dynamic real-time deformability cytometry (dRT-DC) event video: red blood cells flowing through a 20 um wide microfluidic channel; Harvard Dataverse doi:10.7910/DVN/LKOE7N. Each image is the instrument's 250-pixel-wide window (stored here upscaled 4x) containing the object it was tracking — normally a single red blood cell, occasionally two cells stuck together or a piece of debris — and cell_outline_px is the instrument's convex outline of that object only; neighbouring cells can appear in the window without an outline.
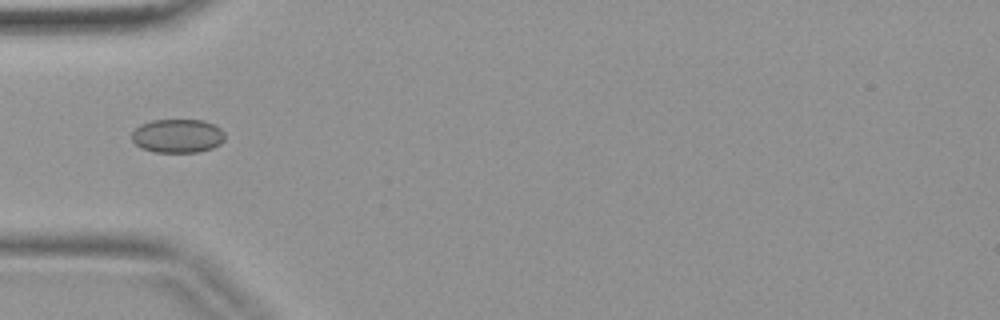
{"species": "common noctule bat (a hibernating species)", "species_latin": "Nyctalus noctula", "temperature_condition": "warm", "stored_images_in_passage": 2, "camera_frame_rate_fps": 3000, "um_per_image_px": 0.085, "animal": {"sex": "female", "body_mass_g": 19.9}, "frame": {"image": 1, "passage_image": 1, "time_ms": 0.0, "image_size_px": [1000, 320], "cell_outline_px": [[224, 140], [220, 144], [212, 148], [196, 152], [152, 152], [140, 148], [132, 140], [132, 132], [140, 124], [152, 120], [204, 120], [216, 124], [224, 132]], "centroid_in_image_um": [15.1, 11.55], "position_along_channel_um": 69.9, "area_um2": 18.5}}
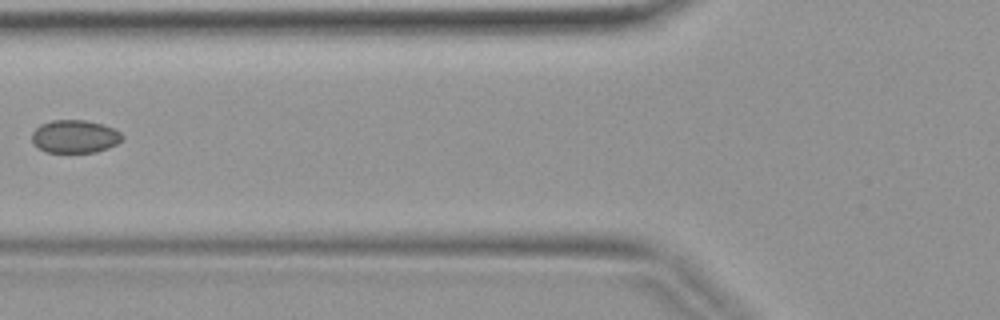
{"frame": {"image": 2, "passage_image": 2, "time_ms": 0.333, "image_size_px": [1000, 320], "cell_outline_px": [[124, 140], [108, 148], [96, 152], [48, 152], [36, 148], [32, 144], [32, 132], [40, 124], [52, 120], [84, 120], [104, 124], [120, 132], [124, 136]], "centroid_in_image_um": [6.35, 11.6], "position_along_channel_um": 119.4, "area_um2": 17.57}}